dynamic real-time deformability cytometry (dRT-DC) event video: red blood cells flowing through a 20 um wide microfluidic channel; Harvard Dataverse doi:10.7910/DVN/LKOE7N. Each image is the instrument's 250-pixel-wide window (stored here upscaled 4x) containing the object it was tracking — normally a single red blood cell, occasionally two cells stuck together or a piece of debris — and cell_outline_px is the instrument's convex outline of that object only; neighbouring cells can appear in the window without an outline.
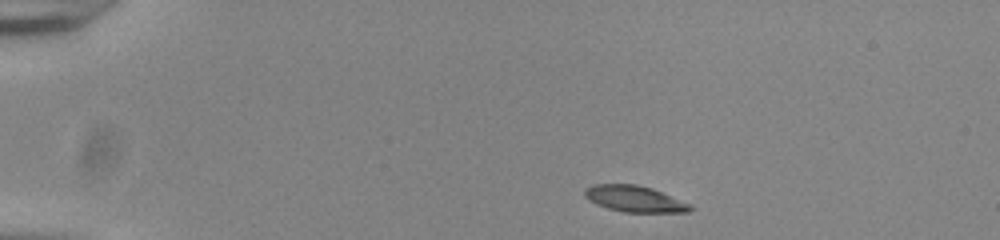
{"species": "common noctule bat (a hibernating species)", "species_latin": "Nyctalus noctula", "temperature_condition": "room temperature", "stored_images_in_passage": 45, "camera_frame_rate_fps": 3000, "um_per_image_px": 0.085, "animal": {"sex": "male", "body_mass_g": 20.0, "forearm_length_mm": 53.3}, "frame": {"image": 1, "passage_image": 1, "time_ms": 0.0, "image_size_px": [1000, 240], "cell_outline_px": [[696, 208], [688, 212], [624, 212], [608, 208], [596, 204], [588, 200], [584, 196], [584, 188], [592, 184], [636, 184], [652, 188], [692, 204]], "centroid_in_image_um": [53.95, 16.9], "position_along_channel_um": 31.0, "area_um2": 16.36}}
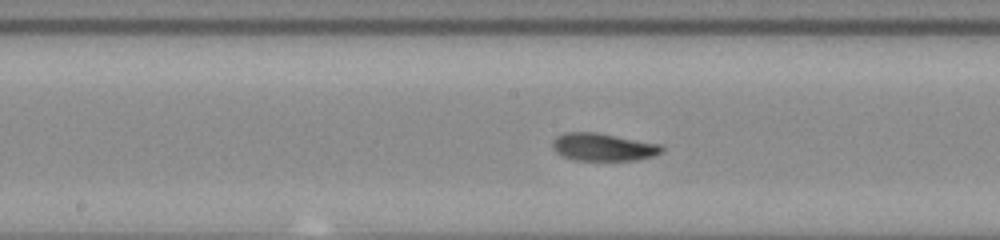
{"frame": {"image": 2, "passage_image": 20, "time_ms": 6.333, "image_size_px": [1000, 240], "cell_outline_px": [[664, 152], [652, 156], [636, 160], [576, 160], [564, 156], [556, 152], [552, 148], [552, 140], [556, 136], [564, 132], [596, 132], [664, 144]], "centroid_in_image_um": [51.3, 12.48], "position_along_channel_um": 196.9, "area_um2": 17.86}}
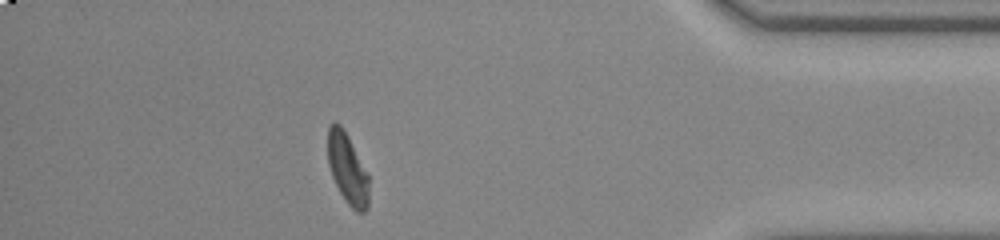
{"frame": {"image": 3, "passage_image": 39, "time_ms": 12.667, "image_size_px": [1000, 240], "cell_outline_px": [[368, 208], [364, 212], [356, 212], [348, 204], [340, 192], [332, 176], [328, 164], [328, 124], [336, 120], [340, 124], [368, 176]], "centroid_in_image_um": [29.51, 14.36], "position_along_channel_um": 405.7, "area_um2": 16.42}, "authors_computed_cell_mechanics": {"area_um2": 17.2244, "velocity_mm_per_s": 3.8608, "shape_relaxation_time_tau1_ms": 4.663, "shape_relaxation_time_tau2_ms": 2.7322, "deformation_change_tau1": 0.1687, "deformation_change_tau2": 0.0766}}